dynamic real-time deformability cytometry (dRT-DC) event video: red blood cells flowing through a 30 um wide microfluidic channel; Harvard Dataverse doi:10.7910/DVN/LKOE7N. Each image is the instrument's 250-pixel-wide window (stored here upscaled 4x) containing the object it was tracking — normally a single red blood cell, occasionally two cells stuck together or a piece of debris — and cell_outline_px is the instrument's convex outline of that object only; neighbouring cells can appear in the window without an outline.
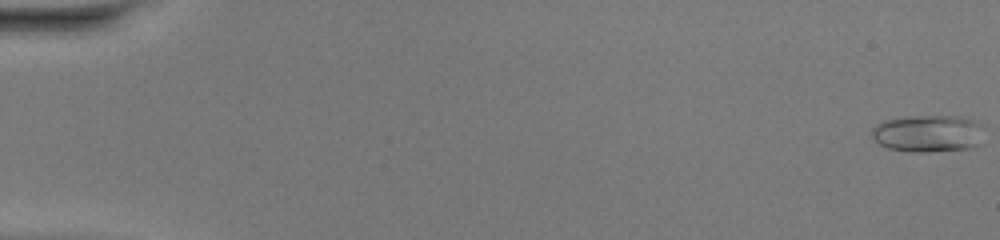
{"species": "common noctule bat (a hibernating species)", "species_latin": "Nyctalus noctula", "temperature_condition": "warm", "stored_images_in_passage": 50, "camera_frame_rate_fps": 3000, "um_per_image_px": 0.085, "animal": {"sex": "female", "body_mass_g": 20.0, "forearm_length_mm": 54.0}, "frame": {"image": 1, "passage_image": 1, "time_ms": 0.0, "image_size_px": [1000, 240], "cell_outline_px": [[984, 128], [980, 144], [972, 148], [924, 152], [912, 152], [888, 148], [880, 144], [872, 136], [872, 128], [876, 124], [884, 120], [904, 116], [960, 116], [984, 124]], "centroid_in_image_um": [78.92, 11.34], "position_along_channel_um": 6.1, "area_um2": 24.62}}
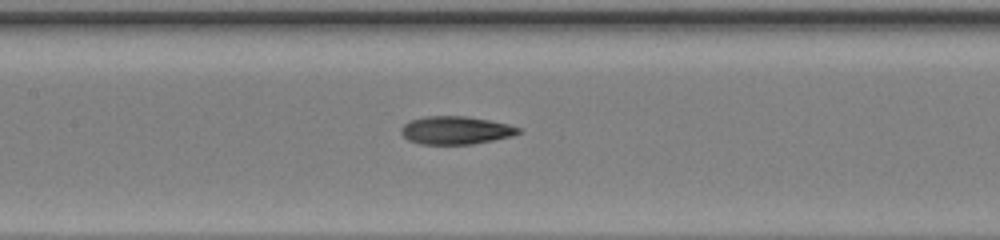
{"frame": {"image": 2, "passage_image": 25, "time_ms": 8.0, "image_size_px": [1000, 240], "cell_outline_px": [[520, 132], [512, 136], [472, 144], [420, 144], [408, 140], [400, 132], [400, 128], [408, 120], [424, 116], [464, 116], [488, 120], [508, 124], [520, 128]], "centroid_in_image_um": [38.68, 11.07], "position_along_channel_um": 168.7, "area_um2": 19.13}}
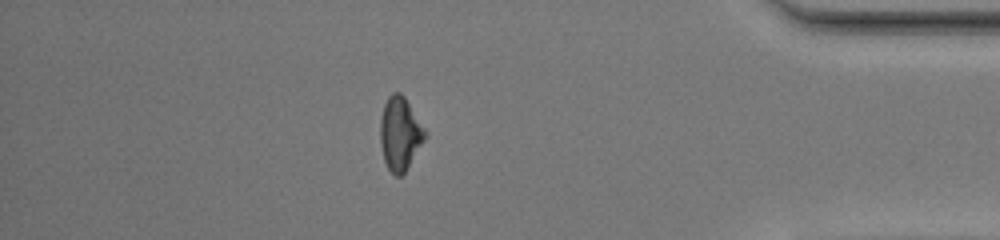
{"frame": {"image": 3, "passage_image": 44, "time_ms": 14.333, "image_size_px": [1000, 240], "cell_outline_px": [[428, 136], [404, 172], [400, 176], [396, 176], [388, 168], [384, 160], [380, 144], [380, 120], [384, 104], [388, 96], [392, 92], [400, 92], [404, 96], [428, 132]], "centroid_in_image_um": [34.01, 11.33], "position_along_channel_um": 401.2, "area_um2": 19.25}, "authors_computed_cell_mechanics": {"area_um2": 19.2763, "velocity_mm_per_s": 4.2103, "shape_relaxation_time_tau1_ms": null, "shape_relaxation_time_tau2_ms": 2.7128, "deformation_change_tau1": null, "deformation_change_tau2": 0.0952}}